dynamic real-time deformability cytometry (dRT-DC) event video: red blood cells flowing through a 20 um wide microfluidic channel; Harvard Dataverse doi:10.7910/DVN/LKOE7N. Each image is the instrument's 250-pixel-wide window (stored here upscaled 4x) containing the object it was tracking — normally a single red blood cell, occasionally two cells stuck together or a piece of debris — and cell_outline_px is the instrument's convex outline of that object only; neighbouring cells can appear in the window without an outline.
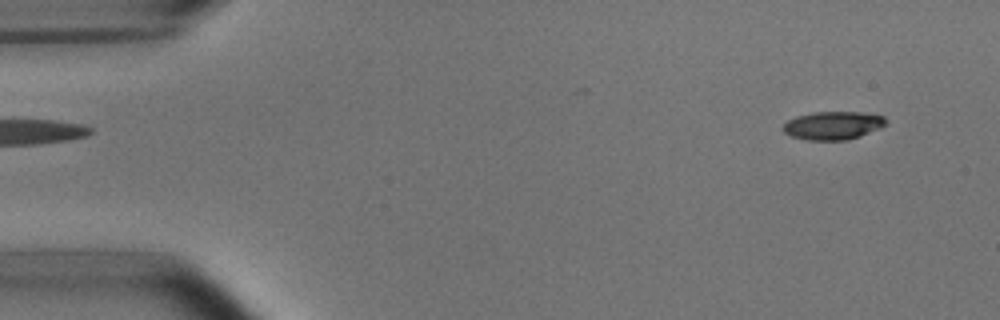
{"species": "common noctule bat (a hibernating species)", "species_latin": "Nyctalus noctula", "temperature_condition": "room temperature", "stored_images_in_passage": 4, "camera_frame_rate_fps": 3000, "um_per_image_px": 0.085, "animal": {"sex": "male", "body_mass_g": 15.6}, "frame": {"image": 1, "passage_image": 1, "time_ms": 0.0, "image_size_px": [1000, 320], "cell_outline_px": [[888, 124], [880, 128], [860, 136], [848, 140], [808, 140], [792, 136], [784, 132], [780, 128], [788, 120], [796, 116], [812, 112], [860, 112], [884, 116], [888, 120]], "centroid_in_image_um": [70.82, 10.66], "position_along_channel_um": 14.2, "area_um2": 17.05}}
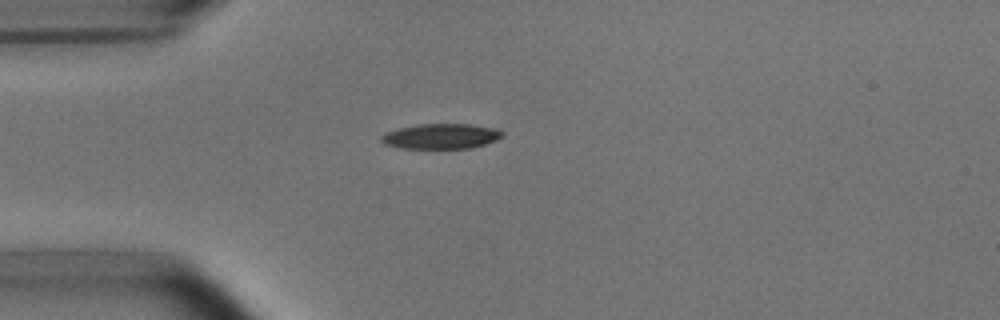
{"frame": {"image": 2, "passage_image": 4, "time_ms": 3.333, "image_size_px": [1000, 320], "cell_outline_px": [[504, 136], [496, 140], [472, 148], [400, 148], [384, 144], [380, 140], [380, 136], [384, 132], [396, 128], [416, 124], [472, 124], [496, 128], [504, 132]], "centroid_in_image_um": [37.46, 11.57], "position_along_channel_um": 47.5, "area_um2": 18.03}}